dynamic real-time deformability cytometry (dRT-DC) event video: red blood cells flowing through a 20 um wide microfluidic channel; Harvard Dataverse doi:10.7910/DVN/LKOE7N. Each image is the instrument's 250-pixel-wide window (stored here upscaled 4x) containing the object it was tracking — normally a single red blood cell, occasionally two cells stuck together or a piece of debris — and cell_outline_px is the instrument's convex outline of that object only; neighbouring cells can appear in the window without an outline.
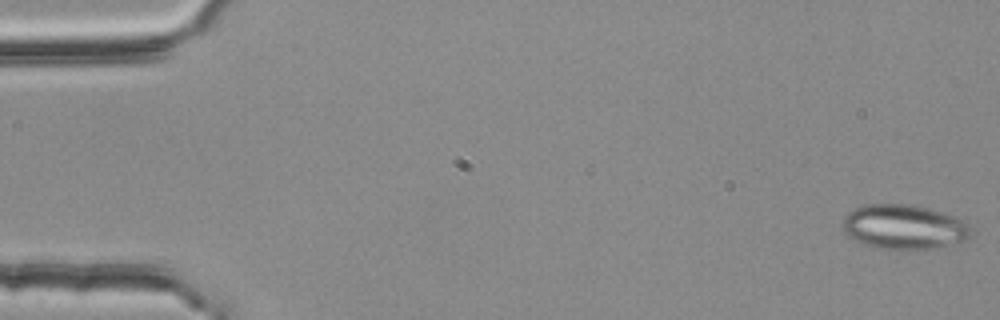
{"species": "common noctule bat (a hibernating species)", "species_latin": "Nyctalus noctula", "temperature_condition": "room temperature", "stored_images_in_passage": 54, "segment_of_instrument_passage": [1, 2], "camera_frame_rate_fps": 3000, "um_per_image_px": 0.085, "animal": {"sex": "female", "body_mass_g": 25.1}, "frame": {"image": 1, "passage_image": 1, "time_ms": 0.0, "image_size_px": [1000, 320], "cell_outline_px": [[972, 232], [964, 240], [936, 248], [908, 252], [904, 252], [876, 248], [860, 244], [848, 236], [840, 228], [840, 224], [844, 216], [848, 212], [864, 204], [912, 204], [928, 208], [956, 216], [968, 224], [972, 228]], "centroid_in_image_um": [76.78, 19.32], "position_along_channel_um": 8.2, "area_um2": 34.45}}